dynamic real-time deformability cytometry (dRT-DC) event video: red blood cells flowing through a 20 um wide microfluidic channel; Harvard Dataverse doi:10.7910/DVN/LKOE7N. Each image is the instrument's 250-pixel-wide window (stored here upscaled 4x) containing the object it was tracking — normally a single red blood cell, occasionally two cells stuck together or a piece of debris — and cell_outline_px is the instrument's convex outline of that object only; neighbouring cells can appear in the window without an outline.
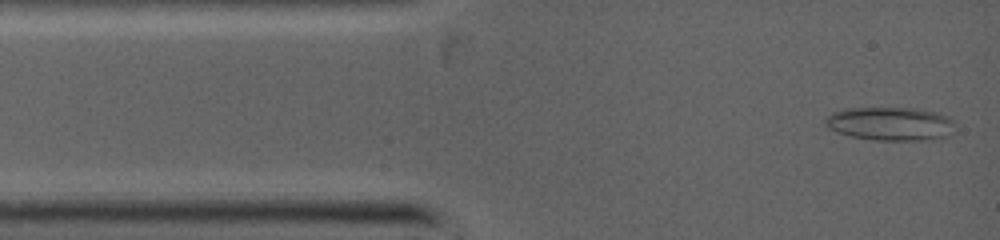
{"species": "common noctule bat (a hibernating species)", "species_latin": "Nyctalus noctula", "temperature_condition": "warm", "stored_images_in_passage": 30, "camera_frame_rate_fps": 5000, "um_per_image_px": 0.085, "animal": {"sex": "female", "body_mass_g": 19.0, "forearm_length_mm": 53.3}, "frame": {"image": 1, "passage_image": 2, "time_ms": 0.2, "image_size_px": [1000, 240], "cell_outline_px": [[952, 124], [948, 136], [940, 140], [876, 140], [852, 136], [836, 132], [828, 128], [824, 124], [824, 120], [832, 112], [848, 108], [916, 108], [936, 112], [948, 116], [952, 120]], "centroid_in_image_um": [75.67, 10.52], "position_along_channel_um": 9.3, "area_um2": 25.37}}
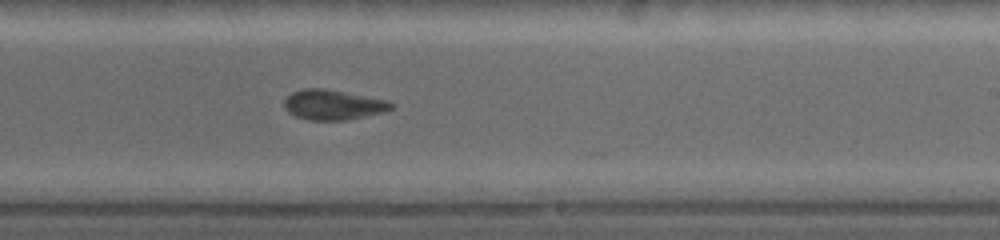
{"frame": {"image": 2, "passage_image": 20, "time_ms": 6.6, "image_size_px": [1000, 240], "cell_outline_px": [[392, 108], [380, 112], [344, 120], [312, 120], [296, 116], [288, 112], [284, 108], [284, 100], [292, 92], [304, 88], [324, 88], [388, 100], [392, 104]], "centroid_in_image_um": [28.25, 8.89], "position_along_channel_um": 260.7, "area_um2": 18.38}}
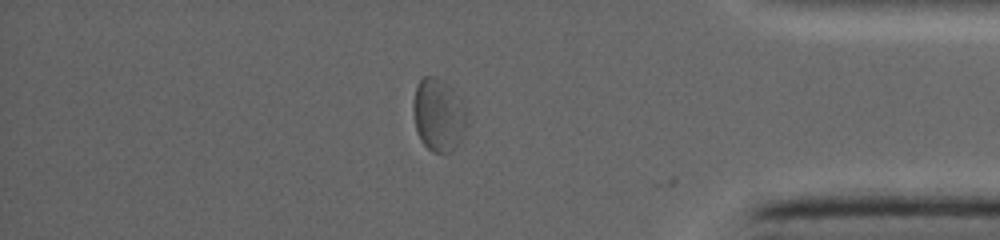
{"frame": {"image": 3, "passage_image": 29, "time_ms": 10.0, "image_size_px": [1000, 240], "cell_outline_px": [[464, 136], [452, 152], [432, 152], [424, 144], [416, 128], [412, 108], [416, 84], [424, 76], [436, 76], [444, 80], [460, 96], [464, 108]], "centroid_in_image_um": [37.25, 9.73], "position_along_channel_um": 397.9, "area_um2": 22.66}}